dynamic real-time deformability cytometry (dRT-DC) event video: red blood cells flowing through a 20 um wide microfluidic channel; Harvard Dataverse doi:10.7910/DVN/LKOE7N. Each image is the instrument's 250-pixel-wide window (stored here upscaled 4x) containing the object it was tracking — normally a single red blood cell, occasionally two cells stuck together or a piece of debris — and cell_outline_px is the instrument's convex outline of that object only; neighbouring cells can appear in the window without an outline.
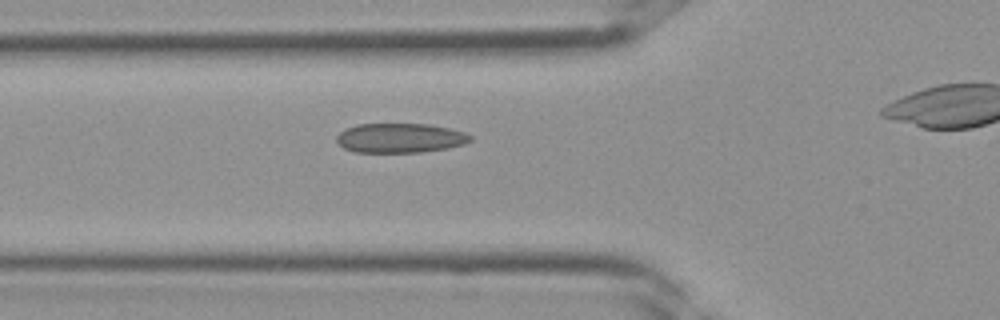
{"species": "Egyptian fruit bat (a non-hibernating species)", "species_latin": "Rousettus aegyptiacus", "temperature_condition": "room temperature", "stored_images_in_passage": 20, "camera_frame_rate_fps": 3000, "um_per_image_px": 0.085, "frame": {"image": 1, "passage_image": 2, "time_ms": 0.333, "image_size_px": [1000, 320], "cell_outline_px": [[472, 140], [464, 144], [448, 148], [420, 152], [352, 152], [344, 148], [336, 140], [336, 136], [344, 128], [356, 124], [428, 124], [448, 128], [464, 132], [472, 136]], "centroid_in_image_um": [33.98, 11.73], "position_along_channel_um": 91.8, "area_um2": 23.06}}
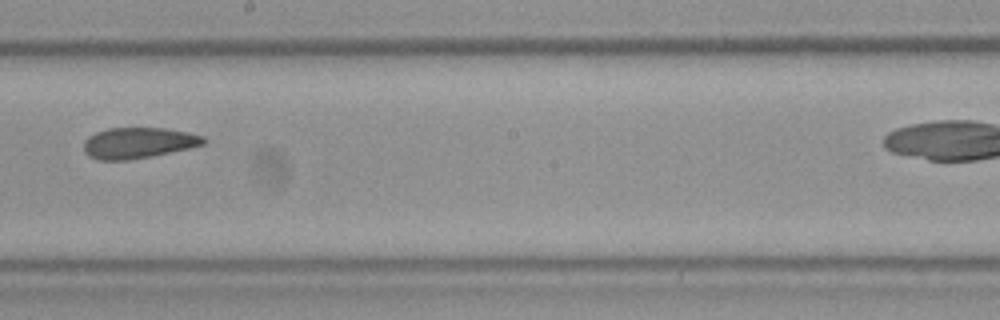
{"frame": {"image": 2, "passage_image": 10, "time_ms": 3.0, "image_size_px": [1000, 320], "cell_outline_px": [[208, 140], [204, 144], [188, 148], [152, 156], [128, 160], [96, 160], [88, 156], [84, 152], [84, 140], [88, 136], [96, 132], [108, 128], [164, 128], [188, 132], [204, 136]], "centroid_in_image_um": [11.74, 12.15], "position_along_channel_um": 236.5, "area_um2": 21.68}}
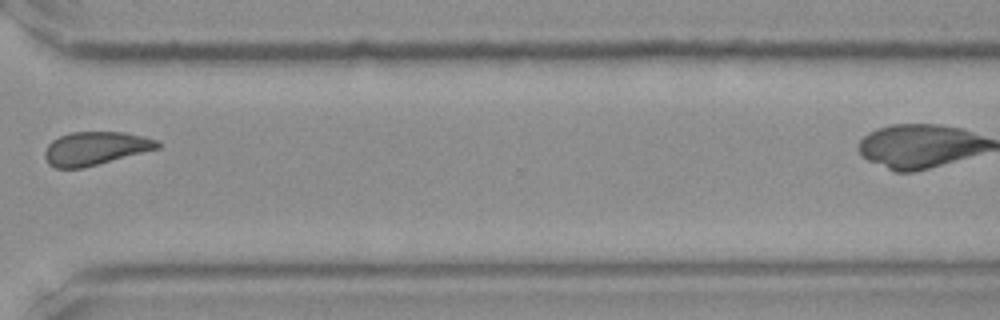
{"frame": {"image": 3, "passage_image": 17, "time_ms": 5.333, "image_size_px": [1000, 320], "cell_outline_px": [[160, 148], [84, 168], [56, 168], [48, 164], [44, 156], [44, 152], [48, 144], [52, 140], [60, 136], [72, 132], [124, 132], [144, 136], [156, 140], [160, 144]], "centroid_in_image_um": [8.1, 12.62], "position_along_channel_um": 362.5, "area_um2": 21.96}}